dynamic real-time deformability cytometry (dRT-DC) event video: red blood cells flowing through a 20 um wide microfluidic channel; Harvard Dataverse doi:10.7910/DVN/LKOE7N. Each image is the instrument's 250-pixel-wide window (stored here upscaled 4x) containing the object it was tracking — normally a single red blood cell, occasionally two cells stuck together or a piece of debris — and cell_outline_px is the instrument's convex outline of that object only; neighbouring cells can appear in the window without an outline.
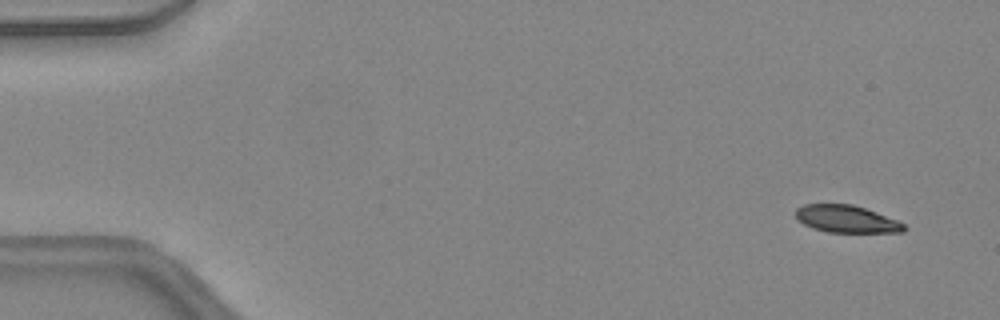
{"species": "common noctule bat (a hibernating species)", "species_latin": "Nyctalus noctula", "temperature_condition": "warm", "stored_images_in_passage": 46, "camera_frame_rate_fps": 3000, "um_per_image_px": 0.085, "animal": {"sex": "female", "body_mass_g": 24.6, "forearm_length_mm": 56.2}, "frame": {"image": 1, "passage_image": 3, "time_ms": 0.667, "image_size_px": [1000, 320], "cell_outline_px": [[908, 228], [904, 232], [828, 232], [812, 228], [796, 220], [796, 208], [804, 204], [852, 204], [876, 212], [896, 220], [904, 224]], "centroid_in_image_um": [71.93, 18.62], "position_along_channel_um": 13.1, "area_um2": 17.22}}
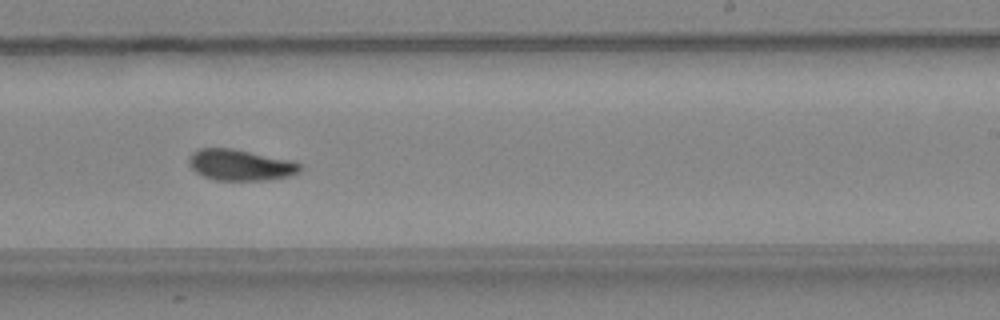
{"frame": {"image": 2, "passage_image": 29, "time_ms": 9.333, "image_size_px": [1000, 320], "cell_outline_px": [[304, 168], [300, 172], [292, 176], [268, 180], [216, 180], [204, 176], [196, 172], [188, 164], [188, 156], [196, 148], [232, 148], [292, 160], [304, 164]], "centroid_in_image_um": [20.48, 14.02], "position_along_channel_um": 268.5, "area_um2": 20.58}}
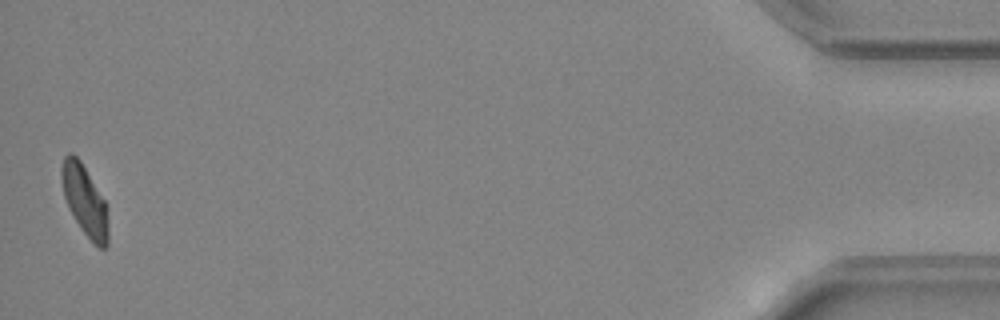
{"frame": {"image": 3, "passage_image": 46, "time_ms": 15.0, "image_size_px": [1000, 320], "cell_outline_px": [[108, 244], [104, 248], [100, 248], [80, 228], [68, 208], [64, 196], [60, 180], [60, 168], [64, 156], [68, 152], [72, 152], [80, 160], [104, 200], [108, 224]], "centroid_in_image_um": [7.15, 16.99], "position_along_channel_um": 428.0, "area_um2": 18.96}, "authors_computed_cell_mechanics": {"area_um2": 19.7965, "velocity_mm_per_s": 4.4701, "shape_relaxation_time_tau1_ms": 8.6618, "shape_relaxation_time_tau2_ms": 2.8738, "deformation_change_tau1": 0.2375, "deformation_change_tau2": 0.0936}}